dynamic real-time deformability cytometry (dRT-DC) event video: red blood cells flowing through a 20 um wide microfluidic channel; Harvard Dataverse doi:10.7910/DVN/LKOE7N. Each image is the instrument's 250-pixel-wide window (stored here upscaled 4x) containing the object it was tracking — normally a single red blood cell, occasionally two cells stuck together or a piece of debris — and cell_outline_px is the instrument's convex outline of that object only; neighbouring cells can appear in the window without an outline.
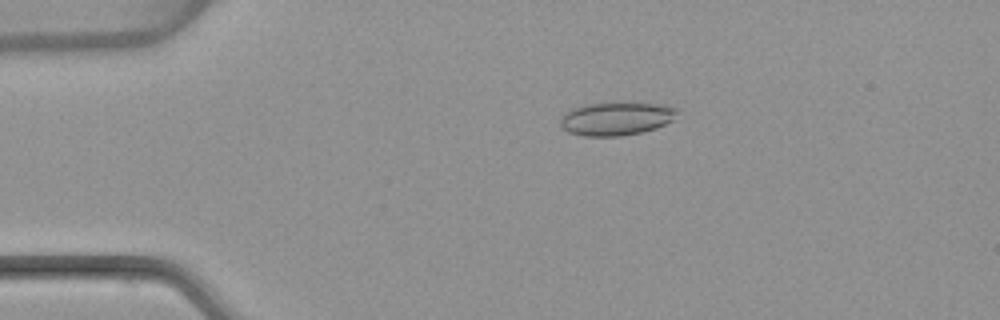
{"species": "common noctule bat (a hibernating species)", "species_latin": "Nyctalus noctula", "temperature_condition": "warm", "stored_images_in_passage": 2, "camera_frame_rate_fps": 3000, "um_per_image_px": 0.085, "animal": {"sex": "female", "body_mass_g": 22.7, "forearm_length_mm": 54.2}, "frame": {"image": 1, "passage_image": 1, "time_ms": 0.0, "image_size_px": [1000, 320], "cell_outline_px": [[676, 112], [672, 120], [656, 128], [644, 132], [620, 136], [584, 136], [568, 132], [560, 124], [560, 120], [564, 112], [572, 108], [588, 104], [660, 104], [676, 108]], "centroid_in_image_um": [52.33, 10.11], "position_along_channel_um": 32.7, "area_um2": 22.14}}